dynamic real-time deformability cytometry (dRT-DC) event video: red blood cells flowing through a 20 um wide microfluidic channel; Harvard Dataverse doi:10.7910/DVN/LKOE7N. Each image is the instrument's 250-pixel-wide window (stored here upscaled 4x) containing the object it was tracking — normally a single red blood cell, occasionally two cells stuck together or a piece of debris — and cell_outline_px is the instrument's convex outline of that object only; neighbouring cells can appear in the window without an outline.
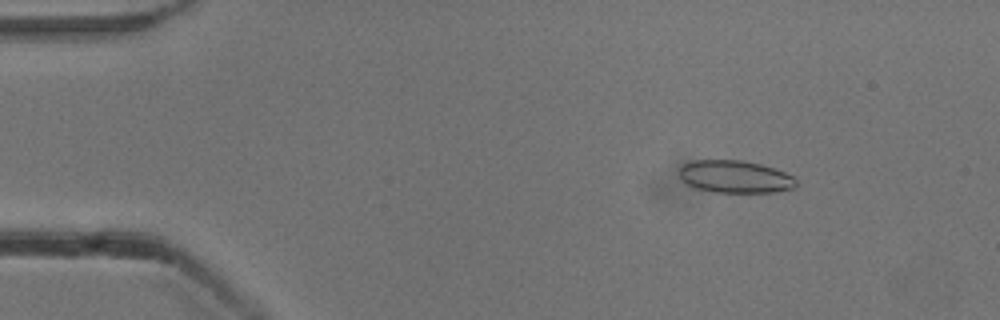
{"species": "common noctule bat (a hibernating species)", "species_latin": "Nyctalus noctula", "temperature_condition": "cold", "stored_images_in_passage": 53, "camera_frame_rate_fps": 3000, "um_per_image_px": 0.085, "animal": {"sex": "male", "body_mass_g": 13.3}, "frame": {"image": 1, "passage_image": 7, "time_ms": 2.0, "image_size_px": [1000, 320], "cell_outline_px": [[796, 188], [776, 192], [716, 192], [696, 188], [680, 180], [680, 168], [684, 164], [692, 160], [744, 160], [760, 164], [784, 172], [792, 176], [796, 180]], "centroid_in_image_um": [62.48, 15.02], "position_along_channel_um": 22.5, "area_um2": 22.08}}
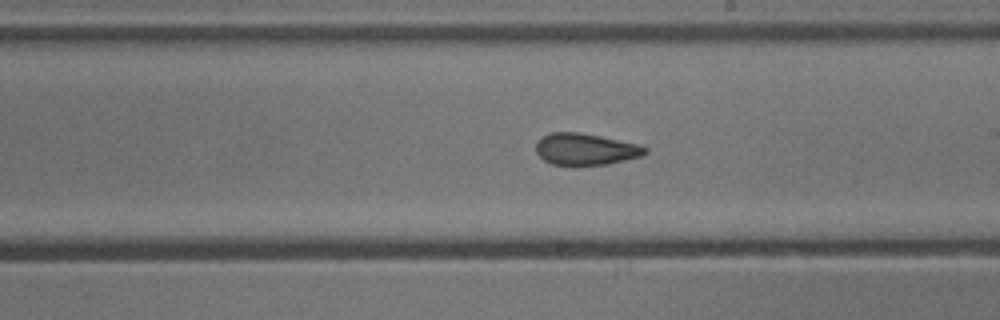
{"frame": {"image": 2, "passage_image": 30, "time_ms": 9.667, "image_size_px": [1000, 320], "cell_outline_px": [[648, 152], [640, 156], [608, 164], [572, 168], [552, 164], [544, 160], [536, 152], [536, 144], [548, 132], [580, 132], [640, 144], [648, 148]], "centroid_in_image_um": [49.77, 12.72], "position_along_channel_um": 239.2, "area_um2": 20.69}}
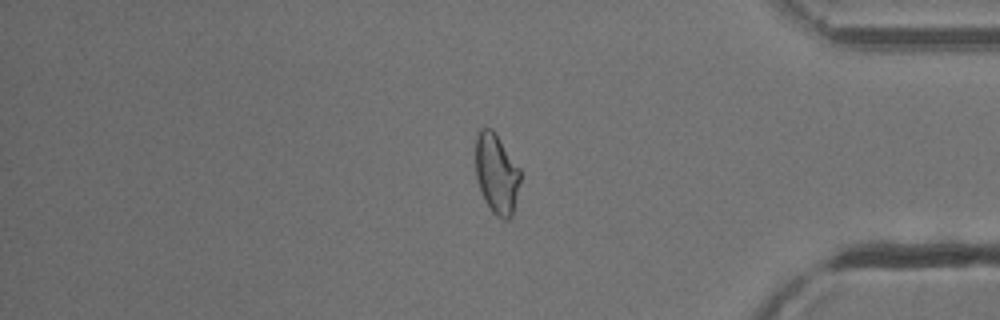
{"frame": {"image": 3, "passage_image": 44, "time_ms": 14.333, "image_size_px": [1000, 320], "cell_outline_px": [[520, 180], [512, 216], [508, 220], [504, 220], [496, 216], [492, 212], [484, 200], [476, 176], [476, 136], [480, 128], [492, 128], [496, 132], [520, 168]], "centroid_in_image_um": [42.21, 14.75], "position_along_channel_um": 393.0, "area_um2": 20.98}, "authors_computed_cell_mechanics": {"area_um2": 21.386, "velocity_mm_per_s": 3.8705, "shape_relaxation_time_tau1_ms": null, "shape_relaxation_time_tau2_ms": 1.7938, "deformation_change_tau1": null, "deformation_change_tau2": 0.0789}}